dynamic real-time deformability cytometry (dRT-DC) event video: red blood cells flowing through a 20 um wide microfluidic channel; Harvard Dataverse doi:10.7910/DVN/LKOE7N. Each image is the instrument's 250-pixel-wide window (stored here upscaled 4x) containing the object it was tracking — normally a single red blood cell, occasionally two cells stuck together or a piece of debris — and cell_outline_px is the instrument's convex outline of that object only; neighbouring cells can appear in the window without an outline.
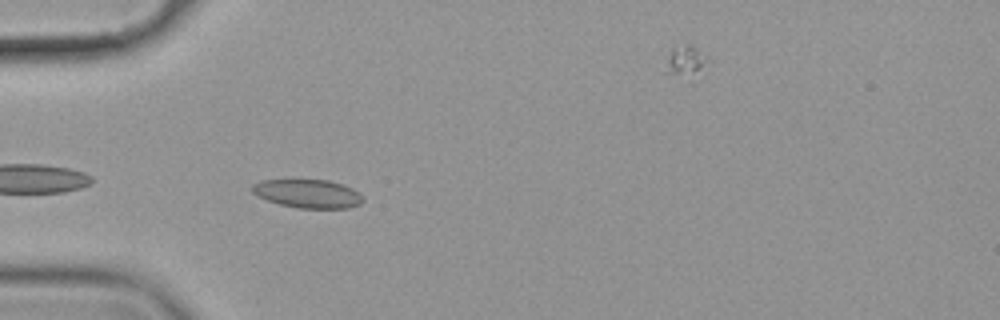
{"species": "common noctule bat (a hibernating species)", "species_latin": "Nyctalus noctula", "temperature_condition": "cold", "stored_images_in_passage": 44, "camera_frame_rate_fps": 3000, "um_per_image_px": 0.085, "animal": {"sex": "female", "body_mass_g": 19.9}, "frame": {"image": 1, "passage_image": 3, "time_ms": 0.667, "image_size_px": [1000, 320], "cell_outline_px": [[364, 200], [360, 204], [348, 208], [296, 208], [280, 204], [256, 196], [252, 192], [252, 184], [260, 180], [288, 176], [328, 180], [344, 184], [360, 192], [364, 196]], "centroid_in_image_um": [26.12, 16.39], "position_along_channel_um": 58.9, "area_um2": 19.59}}
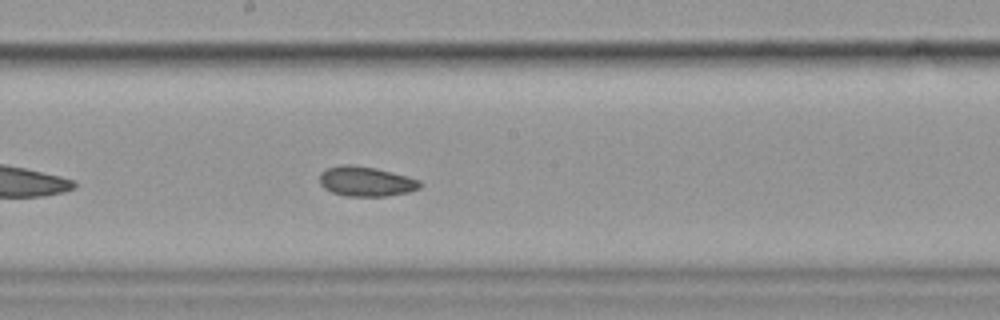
{"frame": {"image": 2, "passage_image": 17, "time_ms": 5.333, "image_size_px": [1000, 320], "cell_outline_px": [[420, 188], [408, 192], [384, 196], [344, 196], [332, 192], [324, 188], [320, 184], [320, 172], [328, 168], [340, 164], [352, 164], [376, 168], [408, 176], [420, 180]], "centroid_in_image_um": [31.09, 15.41], "position_along_channel_um": 217.1, "area_um2": 17.51}}
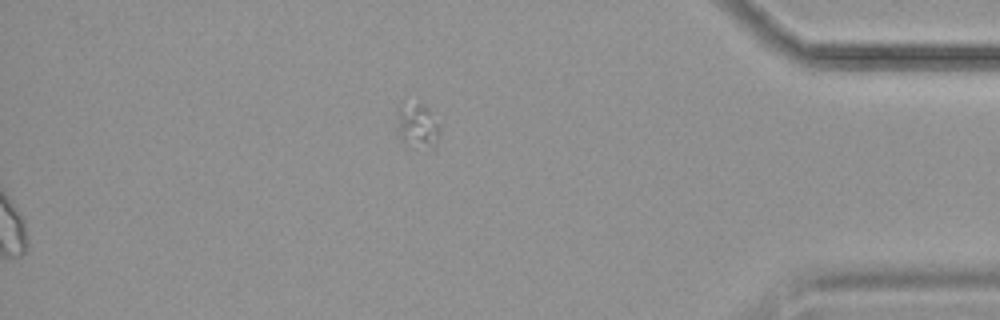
{"frame": {"image": 3, "passage_image": 44, "time_ms": 14.333, "image_size_px": [1000, 320], "cell_outline_px": [[440, 128], [436, 144], [404, 144], [400, 140], [396, 116], [396, 112], [400, 108], [416, 104], [424, 104], [428, 108], [440, 124]], "centroid_in_image_um": [35.48, 10.64], "position_along_channel_um": 399.7, "area_um2": 10.46}, "authors_computed_cell_mechanics": {"area_um2": 18.1203, "velocity_mm_per_s": 3.5147, "shape_relaxation_time_tau1_ms": 5.1063, "shape_relaxation_time_tau2_ms": 4.6233, "deformation_change_tau1": 0.0762, "deformation_change_tau2": 0.0896}}